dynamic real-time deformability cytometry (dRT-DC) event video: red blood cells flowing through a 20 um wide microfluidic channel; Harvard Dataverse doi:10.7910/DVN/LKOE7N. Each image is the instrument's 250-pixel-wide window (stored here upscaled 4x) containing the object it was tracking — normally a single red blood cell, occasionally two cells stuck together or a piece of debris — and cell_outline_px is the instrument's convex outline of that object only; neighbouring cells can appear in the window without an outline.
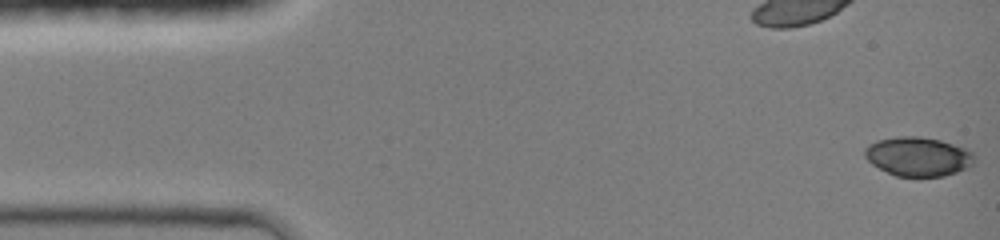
{"species": "common noctule bat (a hibernating species)", "species_latin": "Nyctalus noctula", "temperature_condition": "room temperature", "stored_images_in_passage": 8, "camera_frame_rate_fps": 3000, "um_per_image_px": 0.085, "animal": {"sex": "female", "body_mass_g": 19.0, "forearm_length_mm": 51.5}, "frame": {"image": 1, "passage_image": 1, "time_ms": 0.0, "image_size_px": [1000, 240], "cell_outline_px": [[976, 156], [972, 164], [968, 168], [944, 176], [896, 176], [872, 164], [864, 156], [864, 148], [868, 144], [876, 140], [896, 136], [920, 136], [940, 140], [968, 148]], "centroid_in_image_um": [78.05, 13.29], "position_along_channel_um": 7.0, "area_um2": 25.2}}